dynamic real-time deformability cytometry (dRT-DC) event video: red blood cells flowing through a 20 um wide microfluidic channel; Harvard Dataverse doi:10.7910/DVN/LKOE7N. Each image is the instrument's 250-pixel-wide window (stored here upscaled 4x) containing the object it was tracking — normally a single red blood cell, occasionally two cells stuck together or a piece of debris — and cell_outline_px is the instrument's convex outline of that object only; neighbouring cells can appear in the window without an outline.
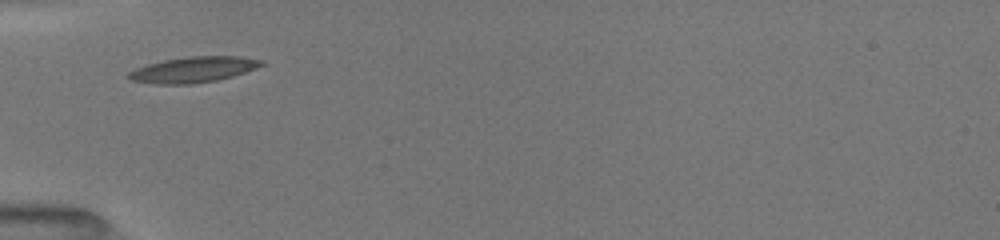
{"species": "common noctule bat (a hibernating species)", "species_latin": "Nyctalus noctula", "temperature_condition": "room temperature", "stored_images_in_passage": 33, "camera_frame_rate_fps": 3000, "um_per_image_px": 0.085, "animal": {"sex": "female", "body_mass_g": 19.5, "forearm_length_mm": 54.1}, "frame": {"image": 1, "passage_image": 1, "time_ms": 0.0, "image_size_px": [1000, 240], "cell_outline_px": [[264, 64], [256, 68], [232, 76], [216, 80], [192, 84], [152, 84], [128, 80], [124, 76], [128, 72], [136, 68], [148, 64], [164, 60], [188, 56], [240, 56], [264, 60]], "centroid_in_image_um": [16.38, 5.92], "position_along_channel_um": 68.6, "area_um2": 20.06}}
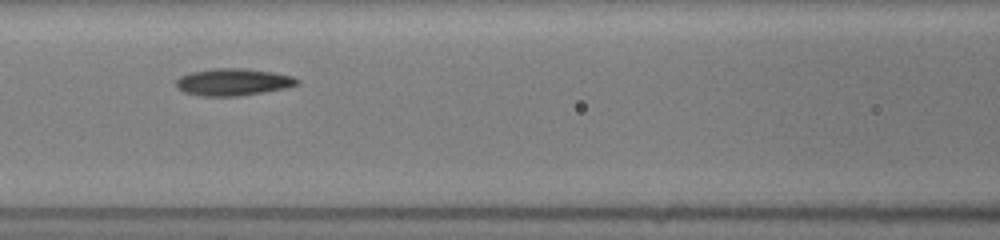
{"frame": {"image": 2, "passage_image": 9, "time_ms": 2.0, "image_size_px": [1000, 240], "cell_outline_px": [[300, 84], [284, 88], [264, 92], [240, 96], [200, 96], [184, 92], [176, 88], [176, 80], [180, 76], [192, 72], [216, 68], [244, 68], [272, 72], [292, 76], [300, 80]], "centroid_in_image_um": [19.81, 6.98], "position_along_channel_um": 146.8, "area_um2": 19.13}}
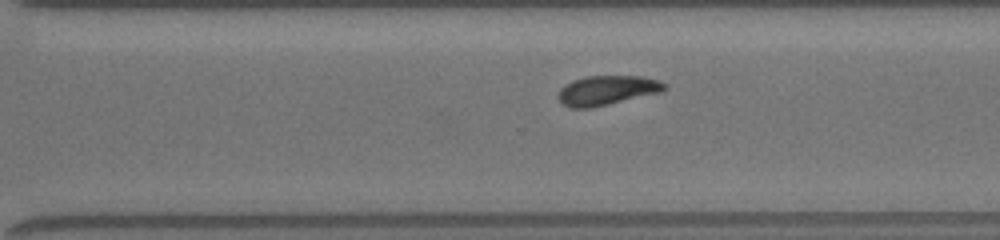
{"frame": {"image": 3, "passage_image": 29, "time_ms": 6.333, "image_size_px": [1000, 240], "cell_outline_px": [[668, 88], [664, 92], [592, 108], [568, 108], [556, 96], [560, 88], [564, 84], [572, 80], [584, 76], [640, 76], [660, 80], [668, 84]], "centroid_in_image_um": [51.63, 7.68], "position_along_channel_um": 319.0, "area_um2": 18.79}}